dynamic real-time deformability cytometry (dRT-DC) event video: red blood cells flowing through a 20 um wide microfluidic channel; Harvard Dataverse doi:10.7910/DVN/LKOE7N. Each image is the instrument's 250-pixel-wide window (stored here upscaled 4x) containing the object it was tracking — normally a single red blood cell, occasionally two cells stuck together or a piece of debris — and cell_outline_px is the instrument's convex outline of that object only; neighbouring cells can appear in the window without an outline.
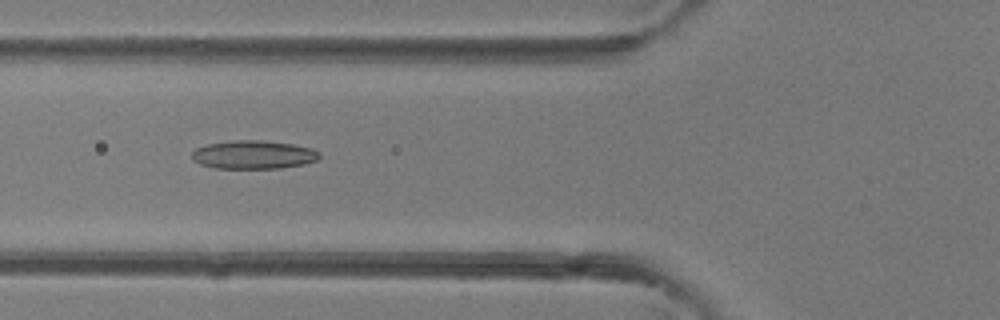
{"species": "common noctule bat (a hibernating species)", "species_latin": "Nyctalus noctula", "temperature_condition": "room temperature", "stored_images_in_passage": 4, "camera_frame_rate_fps": 3000, "um_per_image_px": 0.085, "animal": {"sex": "female"}, "frame": {"image": 1, "passage_image": 4, "time_ms": 4.333, "image_size_px": [1000, 320], "cell_outline_px": [[320, 156], [316, 160], [304, 164], [280, 168], [216, 168], [200, 164], [192, 160], [192, 152], [196, 148], [208, 144], [232, 140], [260, 140], [292, 144], [312, 148], [320, 152]], "centroid_in_image_um": [21.54, 13.15], "position_along_channel_um": 104.3, "area_um2": 21.1}}